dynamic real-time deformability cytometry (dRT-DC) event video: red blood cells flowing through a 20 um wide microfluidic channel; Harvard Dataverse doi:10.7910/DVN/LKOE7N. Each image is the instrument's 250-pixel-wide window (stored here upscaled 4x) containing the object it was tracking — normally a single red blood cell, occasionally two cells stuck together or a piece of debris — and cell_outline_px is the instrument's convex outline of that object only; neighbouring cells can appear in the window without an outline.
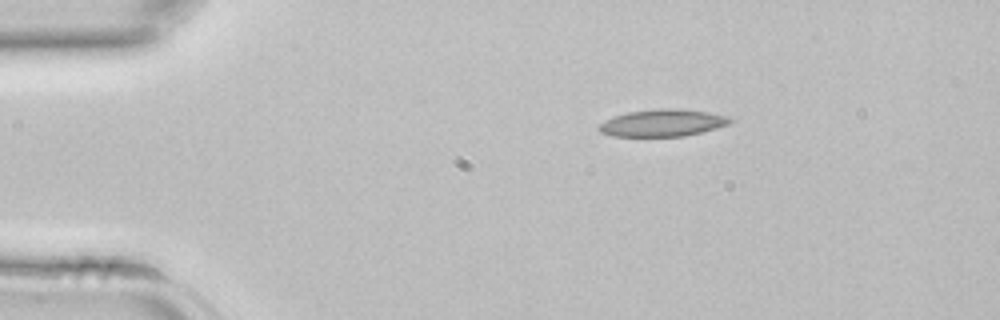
{"species": "common noctule bat (a hibernating species)", "species_latin": "Nyctalus noctula", "temperature_condition": "room temperature", "stored_images_in_passage": 36, "camera_frame_rate_fps": 3000, "um_per_image_px": 0.085, "animal": {"sex": "female", "body_mass_g": 22.7, "forearm_length_mm": 54.2}, "frame": {"image": 1, "passage_image": 1, "time_ms": 0.0, "image_size_px": [1000, 320], "cell_outline_px": [[736, 120], [732, 124], [684, 136], [612, 136], [600, 132], [596, 128], [604, 120], [612, 116], [628, 112], [660, 108], [676, 108], [708, 112], [728, 116]], "centroid_in_image_um": [56.34, 10.44], "position_along_channel_um": 28.7, "area_um2": 20.92}}
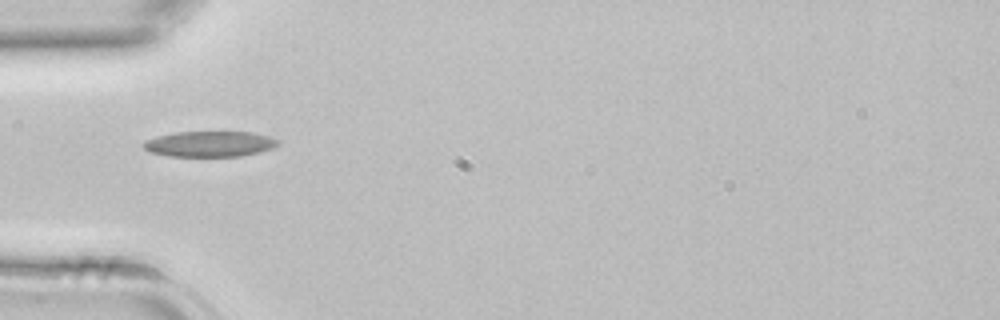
{"frame": {"image": 2, "passage_image": 7, "time_ms": 2.0, "image_size_px": [1000, 320], "cell_outline_px": [[280, 144], [272, 148], [240, 156], [168, 156], [148, 152], [140, 144], [144, 140], [156, 136], [176, 132], [252, 132], [268, 136], [280, 140]], "centroid_in_image_um": [17.77, 12.23], "position_along_channel_um": 67.2, "area_um2": 20.17}}
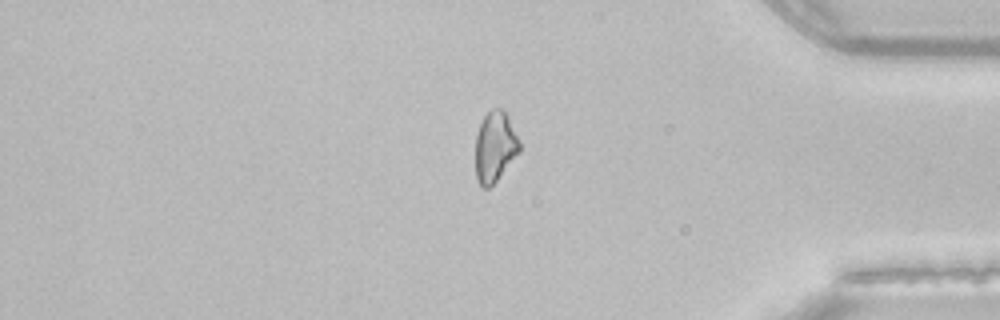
{"frame": {"image": 3, "passage_image": 29, "time_ms": 9.333, "image_size_px": [1000, 320], "cell_outline_px": [[520, 152], [496, 180], [488, 188], [484, 188], [476, 180], [476, 136], [480, 124], [484, 116], [492, 108], [500, 108], [508, 116], [520, 140]], "centroid_in_image_um": [42.08, 12.46], "position_along_channel_um": 393.1, "area_um2": 17.98}}